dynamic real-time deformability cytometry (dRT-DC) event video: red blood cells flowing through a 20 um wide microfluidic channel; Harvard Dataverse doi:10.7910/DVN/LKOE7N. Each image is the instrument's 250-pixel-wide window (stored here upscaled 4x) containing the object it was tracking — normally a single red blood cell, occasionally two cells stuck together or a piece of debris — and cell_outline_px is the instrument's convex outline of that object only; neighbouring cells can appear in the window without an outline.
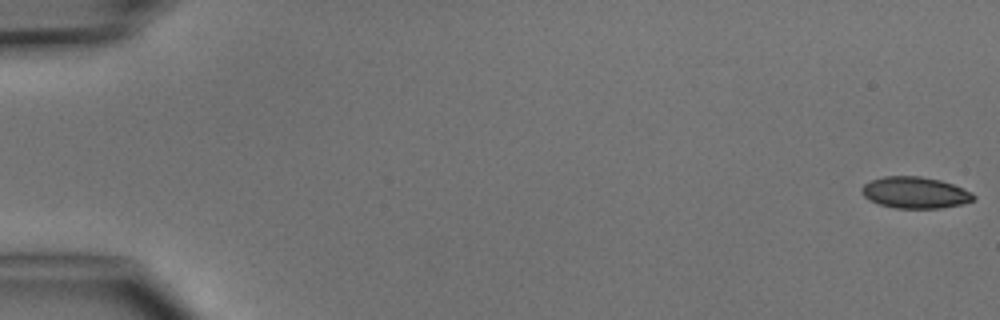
{"species": "common noctule bat (a hibernating species)", "species_latin": "Nyctalus noctula", "temperature_condition": "cold", "stored_images_in_passage": 5, "camera_frame_rate_fps": 3000, "um_per_image_px": 0.085, "animal": {"sex": "male", "body_mass_g": 15.6}, "frame": {"image": 1, "passage_image": 1, "time_ms": 0.0, "image_size_px": [1000, 320], "cell_outline_px": [[976, 200], [960, 204], [940, 208], [896, 208], [880, 204], [864, 196], [860, 192], [860, 188], [864, 184], [872, 180], [884, 176], [920, 176], [940, 180], [964, 188], [972, 192], [976, 196]], "centroid_in_image_um": [77.8, 16.36], "position_along_channel_um": 7.2, "area_um2": 20.46}}
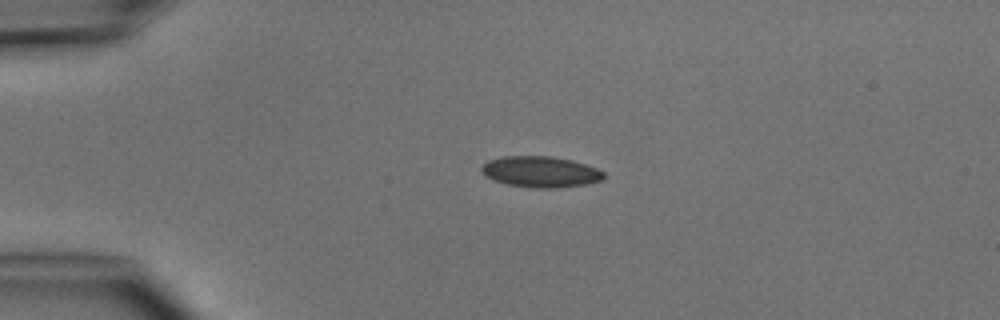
{"frame": {"image": 2, "passage_image": 4, "time_ms": 3.667, "image_size_px": [1000, 320], "cell_outline_px": [[604, 180], [584, 184], [556, 188], [536, 188], [508, 184], [492, 180], [480, 168], [488, 160], [504, 156], [552, 156], [572, 160], [596, 168], [604, 172]], "centroid_in_image_um": [45.97, 14.6], "position_along_channel_um": 39.0, "area_um2": 21.91}}